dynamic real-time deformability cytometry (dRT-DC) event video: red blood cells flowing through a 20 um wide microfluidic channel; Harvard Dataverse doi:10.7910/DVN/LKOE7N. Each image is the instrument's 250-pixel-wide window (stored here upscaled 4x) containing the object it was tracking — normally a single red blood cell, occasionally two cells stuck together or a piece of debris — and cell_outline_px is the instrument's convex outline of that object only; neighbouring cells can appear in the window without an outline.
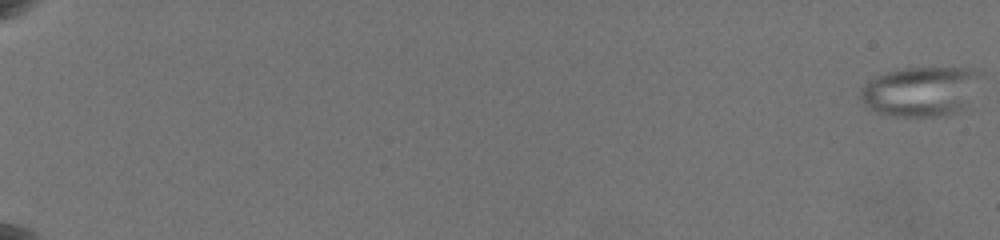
{"species": "common noctule bat (a hibernating species)", "species_latin": "Nyctalus noctula", "temperature_condition": "warm", "stored_images_in_passage": 42, "camera_frame_rate_fps": 3000, "um_per_image_px": 0.085, "animal": {"sex": "female", "body_mass_g": 19.5, "forearm_length_mm": 54.1}, "frame": {"image": 1, "passage_image": 1, "time_ms": 0.0, "image_size_px": [1000, 240], "cell_outline_px": [[984, 76], [960, 112], [940, 116], [892, 116], [876, 112], [864, 104], [860, 96], [860, 88], [872, 76], [904, 68], [968, 68], [980, 72]], "centroid_in_image_um": [78.24, 7.76], "position_along_channel_um": 6.8, "area_um2": 35.03}}
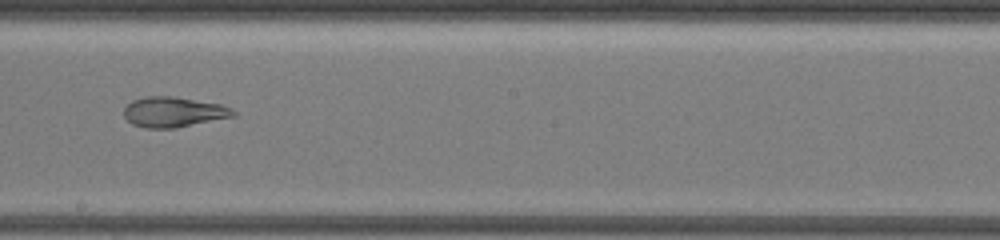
{"frame": {"image": 2, "passage_image": 30, "time_ms": 12.667, "image_size_px": [1000, 240], "cell_outline_px": [[236, 116], [176, 128], [144, 128], [132, 124], [124, 116], [124, 108], [132, 100], [144, 96], [176, 96], [220, 104], [232, 108], [236, 112]], "centroid_in_image_um": [14.76, 9.51], "position_along_channel_um": 233.4, "area_um2": 19.48}}
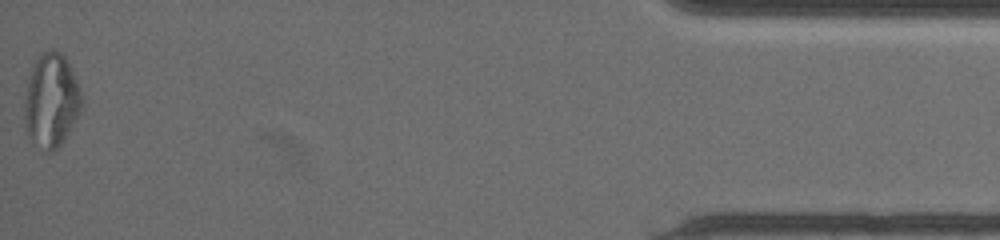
{"frame": {"image": 3, "passage_image": 42, "time_ms": 20.0, "image_size_px": [1000, 240], "cell_outline_px": [[84, 108], [60, 148], [52, 152], [44, 152], [32, 144], [28, 136], [24, 120], [24, 104], [28, 84], [32, 68], [40, 52], [48, 48], [52, 48], [60, 52], [64, 56], [76, 80], [84, 104]], "centroid_in_image_um": [4.37, 8.62], "position_along_channel_um": 430.8, "area_um2": 31.91}}